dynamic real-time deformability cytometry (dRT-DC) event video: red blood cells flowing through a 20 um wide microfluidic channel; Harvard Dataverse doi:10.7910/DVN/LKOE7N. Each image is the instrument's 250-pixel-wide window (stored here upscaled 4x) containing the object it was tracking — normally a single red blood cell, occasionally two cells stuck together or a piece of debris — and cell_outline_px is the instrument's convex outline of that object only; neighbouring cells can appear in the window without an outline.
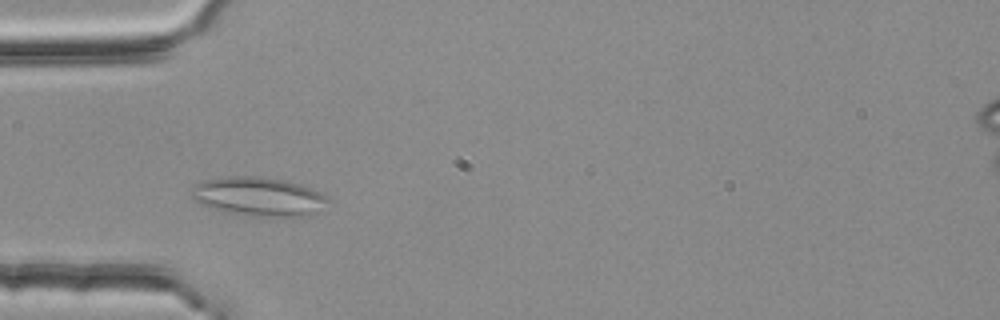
{"species": "common noctule bat (a hibernating species)", "species_latin": "Nyctalus noctula", "temperature_condition": "room temperature", "stored_images_in_passage": 43, "camera_frame_rate_fps": 3000, "um_per_image_px": 0.085, "animal": {"sex": "female", "body_mass_g": 25.1}, "frame": {"image": 1, "passage_image": 10, "time_ms": 3.0, "image_size_px": [1000, 320], "cell_outline_px": [[328, 200], [312, 216], [288, 220], [252, 216], [224, 212], [200, 204], [192, 196], [192, 192], [196, 184], [204, 180], [228, 176], [260, 176], [284, 180], [300, 184], [320, 192], [328, 196]], "centroid_in_image_um": [22.04, 16.75], "position_along_channel_um": 63.0, "area_um2": 31.67}}
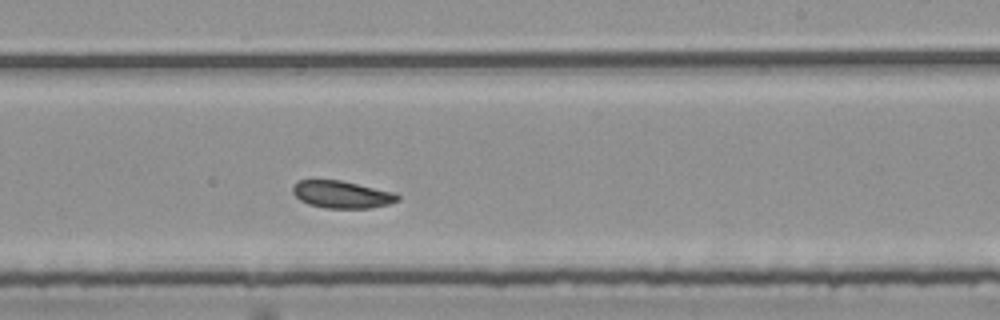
{"frame": {"image": 2, "passage_image": 26, "time_ms": 8.333, "image_size_px": [1000, 320], "cell_outline_px": [[400, 200], [388, 204], [372, 208], [324, 208], [308, 204], [300, 200], [292, 192], [292, 188], [296, 180], [340, 180], [396, 192], [400, 196]], "centroid_in_image_um": [29.07, 16.53], "position_along_channel_um": 259.9, "area_um2": 16.88}}
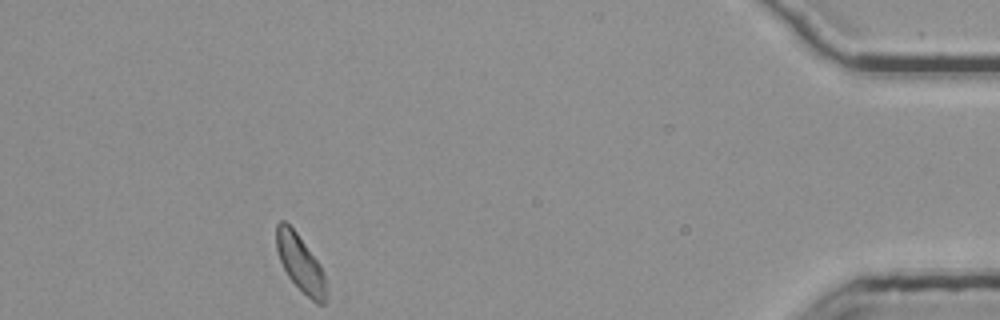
{"frame": {"image": 3, "passage_image": 43, "time_ms": 14.0, "image_size_px": [1000, 320], "cell_outline_px": [[328, 300], [324, 304], [316, 304], [288, 276], [280, 260], [276, 248], [276, 224], [280, 220], [284, 220], [296, 232], [320, 264], [328, 288]], "centroid_in_image_um": [25.56, 22.4], "position_along_channel_um": 409.6, "area_um2": 16.47}}